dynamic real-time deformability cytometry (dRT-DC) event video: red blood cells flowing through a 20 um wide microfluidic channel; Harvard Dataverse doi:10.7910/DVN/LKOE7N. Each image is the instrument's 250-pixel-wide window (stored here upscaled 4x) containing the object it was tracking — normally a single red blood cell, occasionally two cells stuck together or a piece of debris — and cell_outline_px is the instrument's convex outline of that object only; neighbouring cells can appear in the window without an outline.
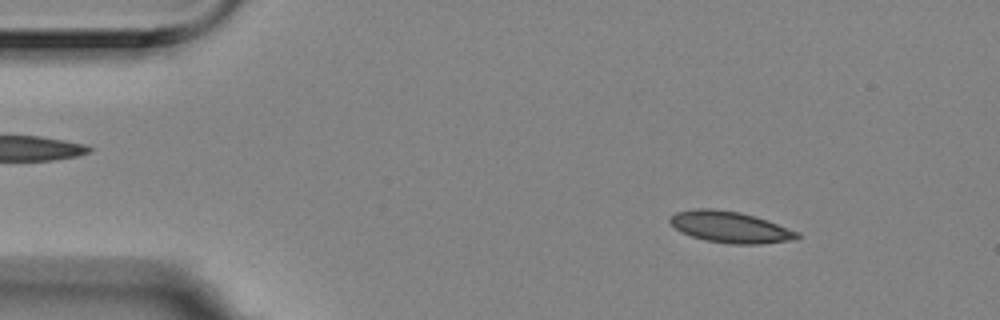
{"species": "Egyptian fruit bat (a non-hibernating species)", "species_latin": "Rousettus aegyptiacus", "temperature_condition": "room temperature", "stored_images_in_passage": 6, "camera_frame_rate_fps": 3000, "um_per_image_px": 0.085, "animal": {"sex": "female"}, "frame": {"image": 1, "passage_image": 3, "time_ms": 0.667, "image_size_px": [1000, 320], "cell_outline_px": [[800, 236], [796, 240], [760, 244], [732, 244], [704, 240], [692, 236], [676, 228], [668, 220], [668, 216], [676, 212], [692, 208], [712, 208], [740, 212], [768, 220], [800, 232]], "centroid_in_image_um": [62.09, 19.29], "position_along_channel_um": 22.9, "area_um2": 23.41}}